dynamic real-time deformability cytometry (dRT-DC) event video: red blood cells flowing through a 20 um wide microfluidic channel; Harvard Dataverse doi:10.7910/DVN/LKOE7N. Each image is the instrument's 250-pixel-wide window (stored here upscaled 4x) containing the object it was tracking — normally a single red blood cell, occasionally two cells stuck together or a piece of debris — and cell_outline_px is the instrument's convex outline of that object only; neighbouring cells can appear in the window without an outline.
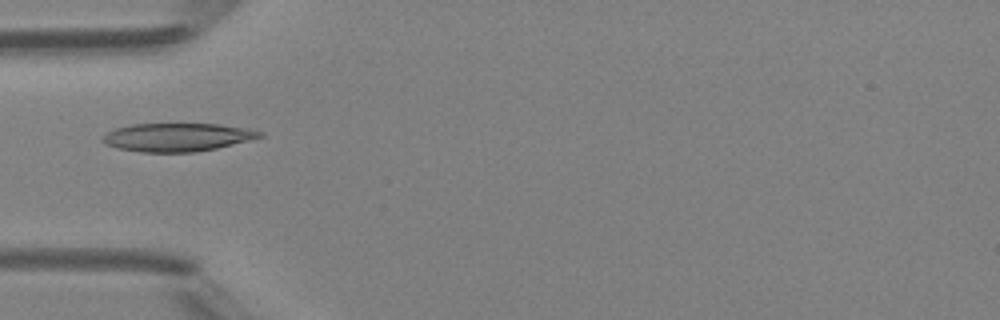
{"species": "Egyptian fruit bat (a non-hibernating species)", "species_latin": "Rousettus aegyptiacus", "temperature_condition": "room temperature", "stored_images_in_passage": 33, "camera_frame_rate_fps": 3000, "um_per_image_px": 0.085, "animal": {"sex": "female"}, "frame": {"image": 1, "passage_image": 1, "time_ms": 0.0, "image_size_px": [1000, 320], "cell_outline_px": [[264, 136], [216, 148], [196, 152], [140, 152], [116, 148], [104, 144], [100, 140], [100, 136], [116, 128], [132, 124], [220, 124], [248, 128], [264, 132]], "centroid_in_image_um": [15.03, 11.66], "position_along_channel_um": 70.0, "area_um2": 26.01}}
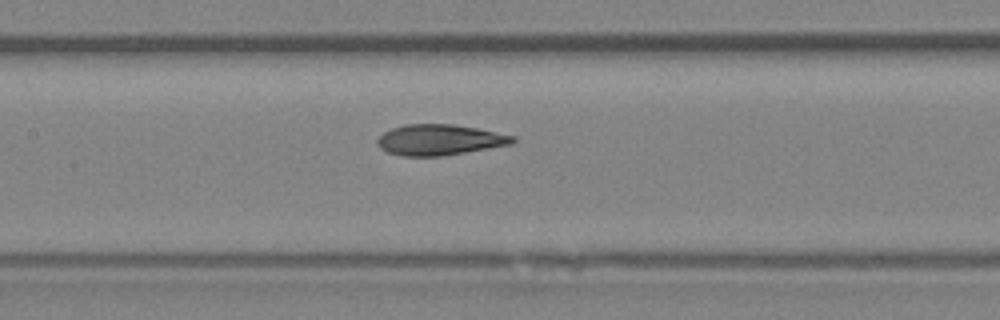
{"frame": {"image": 2, "passage_image": 8, "time_ms": 2.333, "image_size_px": [1000, 320], "cell_outline_px": [[516, 140], [512, 144], [440, 156], [404, 156], [388, 152], [380, 148], [376, 140], [384, 132], [392, 128], [404, 124], [452, 124], [476, 128], [516, 136]], "centroid_in_image_um": [37.35, 11.88], "position_along_channel_um": 170.0, "area_um2": 24.04}}
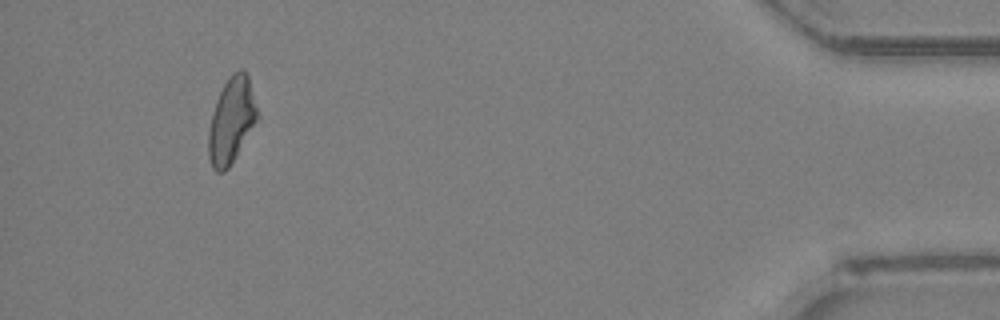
{"frame": {"image": 3, "passage_image": 30, "time_ms": 9.667, "image_size_px": [1000, 320], "cell_outline_px": [[260, 116], [236, 156], [228, 168], [224, 172], [216, 172], [212, 168], [208, 156], [208, 132], [212, 112], [216, 100], [228, 76], [232, 72], [240, 68], [244, 68], [248, 76]], "centroid_in_image_um": [19.68, 10.22], "position_along_channel_um": 415.5, "area_um2": 24.62}, "authors_computed_cell_mechanics": {"area_um2": 24.2182, "velocity_mm_per_s": 4.3018, "shape_relaxation_time_tau1_ms": 6.6101, "shape_relaxation_time_tau2_ms": 1.9551, "deformation_change_tau1": 0.1866, "deformation_change_tau2": 0.0855}}